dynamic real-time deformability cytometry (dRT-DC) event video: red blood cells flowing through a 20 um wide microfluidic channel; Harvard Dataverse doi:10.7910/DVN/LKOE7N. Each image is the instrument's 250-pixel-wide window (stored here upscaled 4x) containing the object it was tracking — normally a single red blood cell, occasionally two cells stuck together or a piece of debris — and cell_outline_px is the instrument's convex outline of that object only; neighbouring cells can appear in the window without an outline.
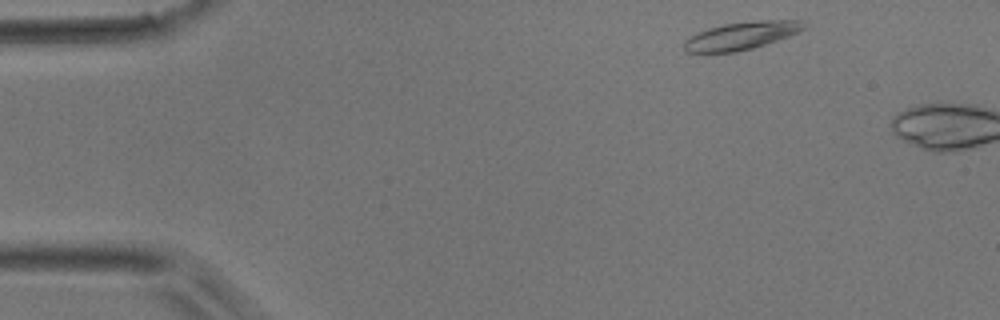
{"species": "common noctule bat (a hibernating species)", "species_latin": "Nyctalus noctula", "temperature_condition": "room temperature", "stored_images_in_passage": 4, "camera_frame_rate_fps": 3000, "um_per_image_px": 0.085, "animal": {"sex": "male", "body_mass_g": 17.9}, "frame": {"image": 1, "passage_image": 2, "time_ms": 0.333, "image_size_px": [1000, 320], "cell_outline_px": [[808, 24], [804, 28], [788, 36], [752, 48], [736, 52], [684, 52], [684, 40], [708, 28], [724, 24], [760, 20], [804, 20]], "centroid_in_image_um": [63.03, 3.02], "position_along_channel_um": 22.0, "area_um2": 19.07}}